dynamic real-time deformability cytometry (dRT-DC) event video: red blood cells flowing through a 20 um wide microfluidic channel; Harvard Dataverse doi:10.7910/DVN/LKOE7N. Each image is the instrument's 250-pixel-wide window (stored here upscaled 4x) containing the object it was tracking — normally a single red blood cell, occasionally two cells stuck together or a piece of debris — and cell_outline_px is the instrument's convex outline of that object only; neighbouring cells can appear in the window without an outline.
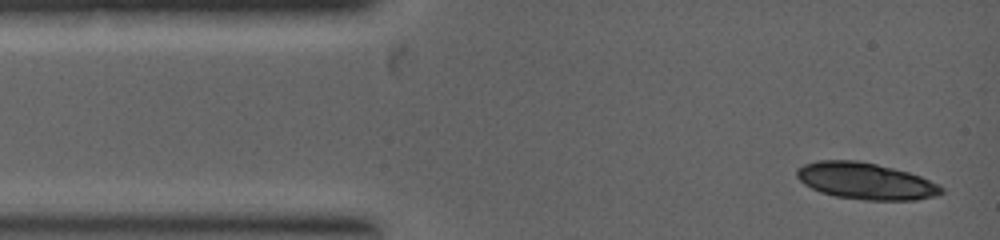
{"species": "common noctule bat (a hibernating species)", "species_latin": "Nyctalus noctula", "temperature_condition": "warm", "stored_images_in_passage": 5, "camera_frame_rate_fps": 5000, "um_per_image_px": 0.085, "animal": {"sex": "female", "body_mass_g": 19.0, "forearm_length_mm": 53.3}, "frame": {"image": 1, "passage_image": 1, "time_ms": 0.0, "image_size_px": [1000, 240], "cell_outline_px": [[944, 192], [936, 196], [916, 200], [864, 200], [836, 196], [820, 192], [804, 184], [796, 176], [796, 168], [804, 164], [816, 160], [856, 160], [876, 164], [908, 172], [920, 176], [940, 184], [944, 188]], "centroid_in_image_um": [73.59, 15.39], "position_along_channel_um": 11.4, "area_um2": 30.98}}